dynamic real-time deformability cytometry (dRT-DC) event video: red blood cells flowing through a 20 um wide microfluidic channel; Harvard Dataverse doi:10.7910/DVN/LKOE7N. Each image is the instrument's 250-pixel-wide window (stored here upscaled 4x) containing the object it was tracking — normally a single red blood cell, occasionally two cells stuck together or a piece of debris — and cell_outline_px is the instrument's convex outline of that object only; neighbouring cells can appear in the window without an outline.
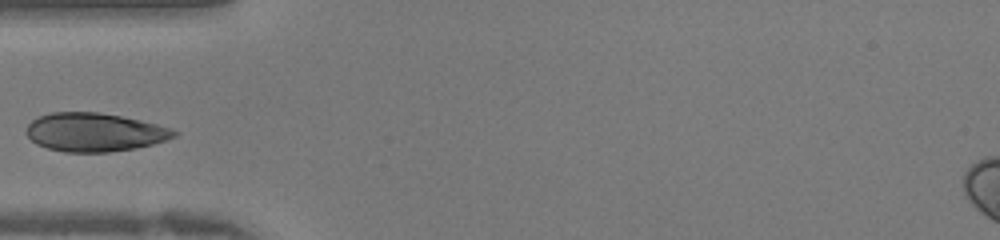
{"species": "human", "species_latin": "Homo sapiens", "temperature_condition": "warm", "stored_images_in_passage": 23, "camera_frame_rate_fps": 3000, "um_per_image_px": 0.085, "donor": {"sex": "female"}, "frame": {"image": 1, "passage_image": 1, "time_ms": 0.0, "image_size_px": [1000, 240], "cell_outline_px": [[180, 132], [176, 136], [152, 144], [136, 148], [108, 152], [64, 152], [48, 148], [36, 144], [24, 132], [28, 124], [36, 116], [52, 112], [96, 112], [120, 116], [140, 120], [172, 128]], "centroid_in_image_um": [8.01, 11.23], "position_along_channel_um": 77.0, "area_um2": 33.23}}
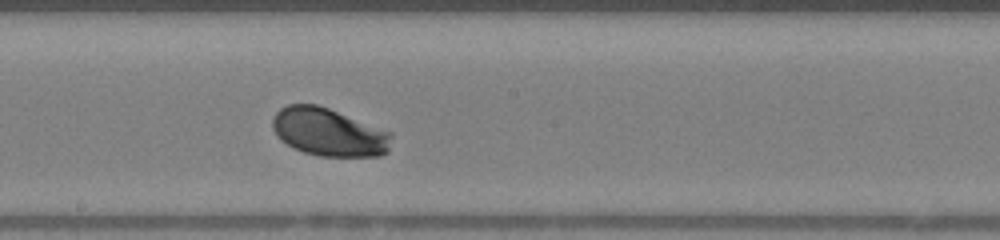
{"frame": {"image": 2, "passage_image": 10, "time_ms": 3.0, "image_size_px": [1000, 240], "cell_outline_px": [[392, 136], [388, 152], [380, 156], [320, 156], [304, 152], [280, 140], [276, 136], [272, 128], [272, 120], [276, 112], [280, 108], [288, 104], [316, 104], [328, 108], [392, 132]], "centroid_in_image_um": [27.94, 11.23], "position_along_channel_um": 220.3, "area_um2": 33.23}}
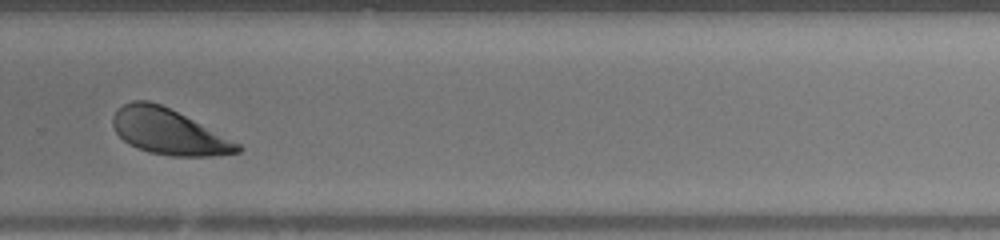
{"frame": {"image": 3, "passage_image": 16, "time_ms": 5.0, "image_size_px": [1000, 240], "cell_outline_px": [[244, 148], [240, 152], [212, 156], [172, 156], [148, 152], [128, 144], [116, 132], [112, 124], [112, 116], [124, 104], [132, 100], [148, 100], [160, 104], [240, 144]], "centroid_in_image_um": [14.3, 11.21], "position_along_channel_um": 315.5, "area_um2": 32.6}}